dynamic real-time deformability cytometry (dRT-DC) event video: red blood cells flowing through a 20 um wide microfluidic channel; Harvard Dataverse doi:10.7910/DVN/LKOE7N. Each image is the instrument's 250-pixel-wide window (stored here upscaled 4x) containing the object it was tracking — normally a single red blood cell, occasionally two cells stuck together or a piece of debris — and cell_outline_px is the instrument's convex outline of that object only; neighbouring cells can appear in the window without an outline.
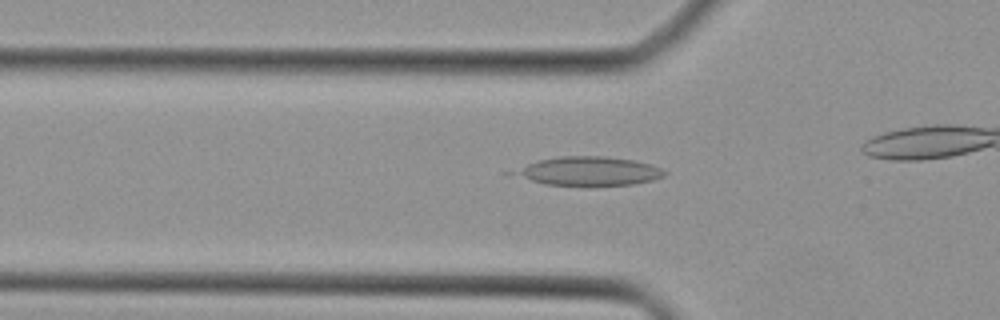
{"species": "Egyptian fruit bat (a non-hibernating species)", "species_latin": "Rousettus aegyptiacus", "temperature_condition": "cold", "stored_images_in_passage": 26, "camera_frame_rate_fps": 3000, "um_per_image_px": 0.085, "animal": {"sex": "female"}, "frame": {"image": 1, "passage_image": 6, "time_ms": 1.667, "image_size_px": [1000, 320], "cell_outline_px": [[668, 172], [664, 176], [652, 180], [632, 184], [588, 188], [584, 188], [544, 184], [504, 172], [540, 160], [560, 156], [604, 156], [632, 160], [648, 164], [660, 168]], "centroid_in_image_um": [49.99, 14.59], "position_along_channel_um": 75.8, "area_um2": 26.01}}
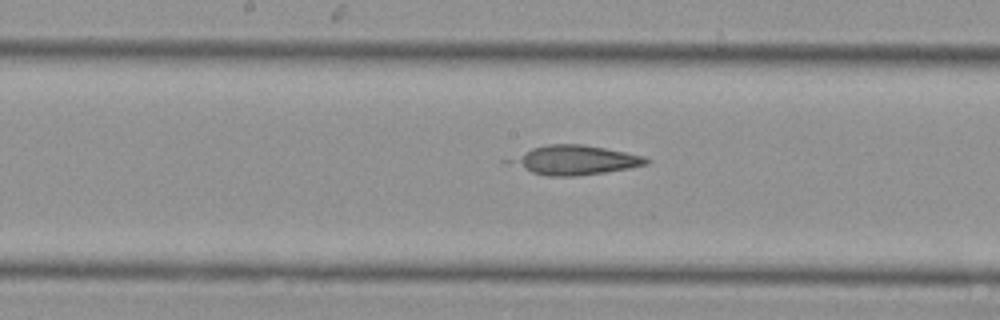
{"frame": {"image": 2, "passage_image": 14, "time_ms": 4.333, "image_size_px": [1000, 320], "cell_outline_px": [[652, 160], [648, 164], [628, 168], [604, 172], [576, 176], [548, 176], [532, 172], [504, 164], [500, 160], [532, 148], [548, 144], [584, 144], [644, 156]], "centroid_in_image_um": [48.73, 13.6], "position_along_channel_um": 199.5, "area_um2": 23.64}}
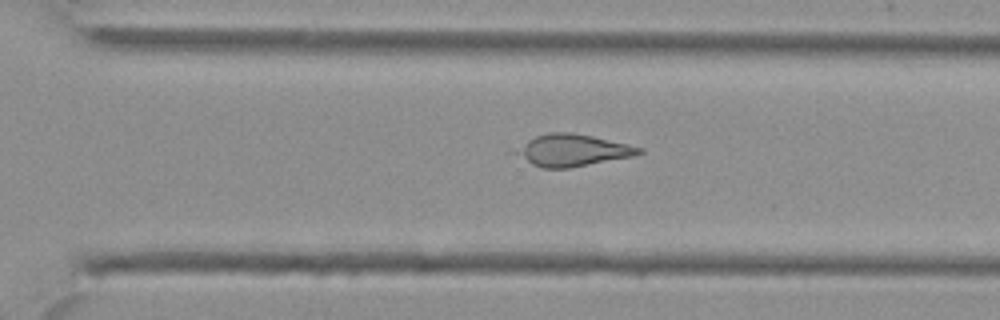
{"frame": {"image": 3, "passage_image": 22, "time_ms": 7.0, "image_size_px": [1000, 320], "cell_outline_px": [[644, 152], [636, 156], [568, 168], [540, 168], [508, 152], [528, 140], [536, 136], [552, 132], [568, 132], [592, 136], [628, 144], [644, 148]], "centroid_in_image_um": [48.63, 12.78], "position_along_channel_um": 322.0, "area_um2": 23.12}}